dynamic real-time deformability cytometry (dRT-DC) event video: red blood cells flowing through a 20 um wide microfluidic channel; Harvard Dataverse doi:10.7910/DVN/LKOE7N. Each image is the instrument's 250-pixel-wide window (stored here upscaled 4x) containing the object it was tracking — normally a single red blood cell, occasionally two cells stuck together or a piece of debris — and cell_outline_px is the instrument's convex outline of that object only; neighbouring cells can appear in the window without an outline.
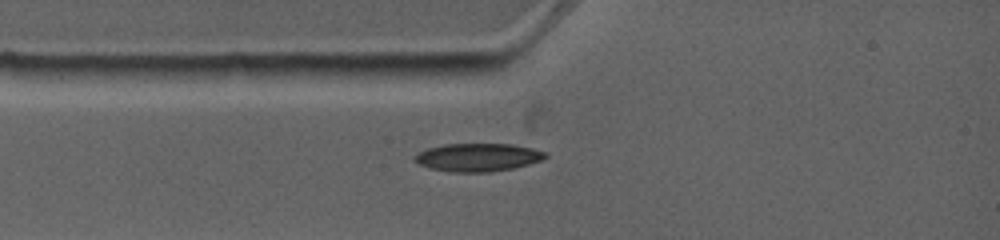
{"species": "common noctule bat (a hibernating species)", "species_latin": "Nyctalus noctula", "temperature_condition": "warm", "stored_images_in_passage": 5, "camera_frame_rate_fps": 4500, "um_per_image_px": 0.085, "animal": {"sex": "female", "body_mass_g": 19.0, "forearm_length_mm": 53.3}, "frame": {"image": 1, "passage_image": 1, "time_ms": 0.0, "image_size_px": [1000, 240], "cell_outline_px": [[548, 156], [540, 160], [528, 164], [512, 168], [488, 172], [452, 172], [432, 168], [420, 164], [412, 156], [428, 148], [444, 144], [512, 144], [532, 148], [548, 152]], "centroid_in_image_um": [40.65, 13.36], "position_along_channel_um": 44.4, "area_um2": 21.15}}
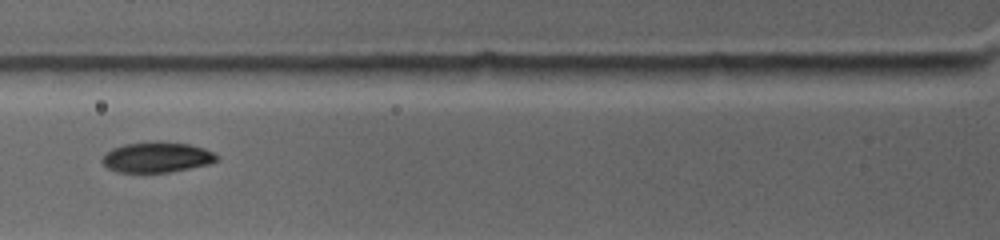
{"frame": {"image": 2, "passage_image": 3, "time_ms": 1.778, "image_size_px": [1000, 240], "cell_outline_px": [[220, 156], [216, 160], [208, 164], [168, 172], [116, 172], [108, 168], [100, 160], [104, 152], [112, 148], [124, 144], [156, 140], [160, 140], [192, 144], [204, 148]], "centroid_in_image_um": [13.29, 13.33], "position_along_channel_um": 112.5, "area_um2": 20.63}}
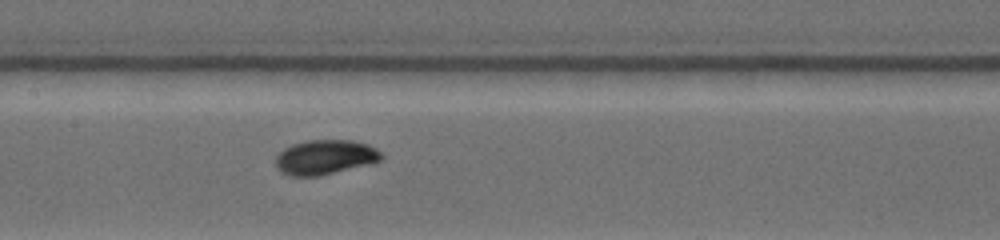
{"frame": {"image": 3, "passage_image": 5, "time_ms": 3.556, "image_size_px": [1000, 240], "cell_outline_px": [[384, 156], [380, 160], [368, 164], [320, 176], [292, 176], [280, 172], [276, 168], [276, 156], [284, 148], [292, 144], [308, 140], [352, 140], [368, 144], [376, 148]], "centroid_in_image_um": [27.61, 13.36], "position_along_channel_um": 179.8, "area_um2": 21.39}}